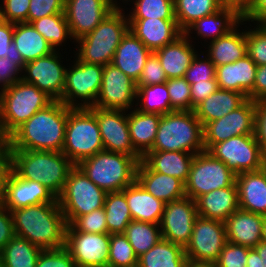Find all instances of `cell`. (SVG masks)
I'll return each mask as SVG.
<instances>
[{
	"label": "cell",
	"mask_w": 266,
	"mask_h": 267,
	"mask_svg": "<svg viewBox=\"0 0 266 267\" xmlns=\"http://www.w3.org/2000/svg\"><path fill=\"white\" fill-rule=\"evenodd\" d=\"M239 208L266 216V175L261 170L236 174Z\"/></svg>",
	"instance_id": "83f0119b"
},
{
	"label": "cell",
	"mask_w": 266,
	"mask_h": 267,
	"mask_svg": "<svg viewBox=\"0 0 266 267\" xmlns=\"http://www.w3.org/2000/svg\"><path fill=\"white\" fill-rule=\"evenodd\" d=\"M197 216L196 201L187 196L165 203L159 224L162 239L185 248L191 240L193 224Z\"/></svg>",
	"instance_id": "d6986e66"
},
{
	"label": "cell",
	"mask_w": 266,
	"mask_h": 267,
	"mask_svg": "<svg viewBox=\"0 0 266 267\" xmlns=\"http://www.w3.org/2000/svg\"><path fill=\"white\" fill-rule=\"evenodd\" d=\"M254 249L257 251L258 255L262 259V265L263 267H266V243L260 241Z\"/></svg>",
	"instance_id": "a7ac6f4b"
},
{
	"label": "cell",
	"mask_w": 266,
	"mask_h": 267,
	"mask_svg": "<svg viewBox=\"0 0 266 267\" xmlns=\"http://www.w3.org/2000/svg\"><path fill=\"white\" fill-rule=\"evenodd\" d=\"M128 267H140L139 264H135V265H132V266H128Z\"/></svg>",
	"instance_id": "b9fcfbb0"
},
{
	"label": "cell",
	"mask_w": 266,
	"mask_h": 267,
	"mask_svg": "<svg viewBox=\"0 0 266 267\" xmlns=\"http://www.w3.org/2000/svg\"><path fill=\"white\" fill-rule=\"evenodd\" d=\"M205 150L203 125L194 111H173L161 116L150 151H180L198 154Z\"/></svg>",
	"instance_id": "5b68a950"
},
{
	"label": "cell",
	"mask_w": 266,
	"mask_h": 267,
	"mask_svg": "<svg viewBox=\"0 0 266 267\" xmlns=\"http://www.w3.org/2000/svg\"><path fill=\"white\" fill-rule=\"evenodd\" d=\"M136 181L155 198L164 203L185 197V184L178 178L152 171L142 160L136 172Z\"/></svg>",
	"instance_id": "4316f807"
},
{
	"label": "cell",
	"mask_w": 266,
	"mask_h": 267,
	"mask_svg": "<svg viewBox=\"0 0 266 267\" xmlns=\"http://www.w3.org/2000/svg\"><path fill=\"white\" fill-rule=\"evenodd\" d=\"M22 80V69L11 59L0 57V90Z\"/></svg>",
	"instance_id": "6f0895ef"
},
{
	"label": "cell",
	"mask_w": 266,
	"mask_h": 267,
	"mask_svg": "<svg viewBox=\"0 0 266 267\" xmlns=\"http://www.w3.org/2000/svg\"><path fill=\"white\" fill-rule=\"evenodd\" d=\"M257 65L248 55L233 63L216 67L218 88L244 94L253 101V85Z\"/></svg>",
	"instance_id": "603a6c76"
},
{
	"label": "cell",
	"mask_w": 266,
	"mask_h": 267,
	"mask_svg": "<svg viewBox=\"0 0 266 267\" xmlns=\"http://www.w3.org/2000/svg\"><path fill=\"white\" fill-rule=\"evenodd\" d=\"M43 249L15 235L1 250L4 267H36Z\"/></svg>",
	"instance_id": "74e56055"
},
{
	"label": "cell",
	"mask_w": 266,
	"mask_h": 267,
	"mask_svg": "<svg viewBox=\"0 0 266 267\" xmlns=\"http://www.w3.org/2000/svg\"><path fill=\"white\" fill-rule=\"evenodd\" d=\"M255 137L266 154V100L256 101Z\"/></svg>",
	"instance_id": "94428289"
},
{
	"label": "cell",
	"mask_w": 266,
	"mask_h": 267,
	"mask_svg": "<svg viewBox=\"0 0 266 267\" xmlns=\"http://www.w3.org/2000/svg\"><path fill=\"white\" fill-rule=\"evenodd\" d=\"M2 4H0L1 20L14 24L27 23L30 0H2Z\"/></svg>",
	"instance_id": "f5cc1de1"
},
{
	"label": "cell",
	"mask_w": 266,
	"mask_h": 267,
	"mask_svg": "<svg viewBox=\"0 0 266 267\" xmlns=\"http://www.w3.org/2000/svg\"><path fill=\"white\" fill-rule=\"evenodd\" d=\"M266 100V65L257 66L253 85V101Z\"/></svg>",
	"instance_id": "e7e4bbea"
},
{
	"label": "cell",
	"mask_w": 266,
	"mask_h": 267,
	"mask_svg": "<svg viewBox=\"0 0 266 267\" xmlns=\"http://www.w3.org/2000/svg\"><path fill=\"white\" fill-rule=\"evenodd\" d=\"M68 106L53 101L23 122L7 138L10 150L61 152L65 142Z\"/></svg>",
	"instance_id": "6da1fadb"
},
{
	"label": "cell",
	"mask_w": 266,
	"mask_h": 267,
	"mask_svg": "<svg viewBox=\"0 0 266 267\" xmlns=\"http://www.w3.org/2000/svg\"><path fill=\"white\" fill-rule=\"evenodd\" d=\"M15 235L46 249L65 247L66 221L59 203H41L11 210Z\"/></svg>",
	"instance_id": "7a4b0ae2"
},
{
	"label": "cell",
	"mask_w": 266,
	"mask_h": 267,
	"mask_svg": "<svg viewBox=\"0 0 266 267\" xmlns=\"http://www.w3.org/2000/svg\"><path fill=\"white\" fill-rule=\"evenodd\" d=\"M138 263L131 244L124 233L110 234L109 267H128Z\"/></svg>",
	"instance_id": "f6af8a7d"
},
{
	"label": "cell",
	"mask_w": 266,
	"mask_h": 267,
	"mask_svg": "<svg viewBox=\"0 0 266 267\" xmlns=\"http://www.w3.org/2000/svg\"><path fill=\"white\" fill-rule=\"evenodd\" d=\"M236 174L208 151L195 154L185 183V195L196 200L213 190L232 186Z\"/></svg>",
	"instance_id": "30bf717a"
},
{
	"label": "cell",
	"mask_w": 266,
	"mask_h": 267,
	"mask_svg": "<svg viewBox=\"0 0 266 267\" xmlns=\"http://www.w3.org/2000/svg\"><path fill=\"white\" fill-rule=\"evenodd\" d=\"M246 267H263L262 259L254 248L248 251Z\"/></svg>",
	"instance_id": "003e7915"
},
{
	"label": "cell",
	"mask_w": 266,
	"mask_h": 267,
	"mask_svg": "<svg viewBox=\"0 0 266 267\" xmlns=\"http://www.w3.org/2000/svg\"><path fill=\"white\" fill-rule=\"evenodd\" d=\"M94 114L100 129L104 150L142 157L133 147L128 125V111L89 107Z\"/></svg>",
	"instance_id": "ac0fdd59"
},
{
	"label": "cell",
	"mask_w": 266,
	"mask_h": 267,
	"mask_svg": "<svg viewBox=\"0 0 266 267\" xmlns=\"http://www.w3.org/2000/svg\"><path fill=\"white\" fill-rule=\"evenodd\" d=\"M12 171L20 178L42 183L57 198L75 166L61 151L10 150Z\"/></svg>",
	"instance_id": "3957f363"
},
{
	"label": "cell",
	"mask_w": 266,
	"mask_h": 267,
	"mask_svg": "<svg viewBox=\"0 0 266 267\" xmlns=\"http://www.w3.org/2000/svg\"><path fill=\"white\" fill-rule=\"evenodd\" d=\"M122 2L134 4L132 12L127 13V18L175 19L174 0H123Z\"/></svg>",
	"instance_id": "ee69618b"
},
{
	"label": "cell",
	"mask_w": 266,
	"mask_h": 267,
	"mask_svg": "<svg viewBox=\"0 0 266 267\" xmlns=\"http://www.w3.org/2000/svg\"><path fill=\"white\" fill-rule=\"evenodd\" d=\"M136 93V82L113 64H107L94 107L129 111L136 105Z\"/></svg>",
	"instance_id": "2e32d148"
},
{
	"label": "cell",
	"mask_w": 266,
	"mask_h": 267,
	"mask_svg": "<svg viewBox=\"0 0 266 267\" xmlns=\"http://www.w3.org/2000/svg\"><path fill=\"white\" fill-rule=\"evenodd\" d=\"M264 216L238 208L224 222L227 241L254 248L262 236Z\"/></svg>",
	"instance_id": "cb8c5ba5"
},
{
	"label": "cell",
	"mask_w": 266,
	"mask_h": 267,
	"mask_svg": "<svg viewBox=\"0 0 266 267\" xmlns=\"http://www.w3.org/2000/svg\"><path fill=\"white\" fill-rule=\"evenodd\" d=\"M54 100L35 85L17 81L0 91V131L7 138L23 122Z\"/></svg>",
	"instance_id": "52a82bcc"
},
{
	"label": "cell",
	"mask_w": 266,
	"mask_h": 267,
	"mask_svg": "<svg viewBox=\"0 0 266 267\" xmlns=\"http://www.w3.org/2000/svg\"><path fill=\"white\" fill-rule=\"evenodd\" d=\"M109 246L108 233H84L77 231L72 225L66 226L65 248L75 264L108 266Z\"/></svg>",
	"instance_id": "ffe728a7"
},
{
	"label": "cell",
	"mask_w": 266,
	"mask_h": 267,
	"mask_svg": "<svg viewBox=\"0 0 266 267\" xmlns=\"http://www.w3.org/2000/svg\"><path fill=\"white\" fill-rule=\"evenodd\" d=\"M247 99L242 93L218 88L194 108V113L204 126L206 123L218 120L237 109Z\"/></svg>",
	"instance_id": "836d02e7"
},
{
	"label": "cell",
	"mask_w": 266,
	"mask_h": 267,
	"mask_svg": "<svg viewBox=\"0 0 266 267\" xmlns=\"http://www.w3.org/2000/svg\"><path fill=\"white\" fill-rule=\"evenodd\" d=\"M0 267H4L3 259H2V257H1V255H0Z\"/></svg>",
	"instance_id": "11e5206c"
},
{
	"label": "cell",
	"mask_w": 266,
	"mask_h": 267,
	"mask_svg": "<svg viewBox=\"0 0 266 267\" xmlns=\"http://www.w3.org/2000/svg\"><path fill=\"white\" fill-rule=\"evenodd\" d=\"M188 258L183 246L161 239L138 257L140 267H184Z\"/></svg>",
	"instance_id": "8d00e7d4"
},
{
	"label": "cell",
	"mask_w": 266,
	"mask_h": 267,
	"mask_svg": "<svg viewBox=\"0 0 266 267\" xmlns=\"http://www.w3.org/2000/svg\"><path fill=\"white\" fill-rule=\"evenodd\" d=\"M128 22L129 30L152 52L183 34L176 19L128 18Z\"/></svg>",
	"instance_id": "7402d4cb"
},
{
	"label": "cell",
	"mask_w": 266,
	"mask_h": 267,
	"mask_svg": "<svg viewBox=\"0 0 266 267\" xmlns=\"http://www.w3.org/2000/svg\"><path fill=\"white\" fill-rule=\"evenodd\" d=\"M6 140V138L1 134L0 131V145Z\"/></svg>",
	"instance_id": "34e18365"
},
{
	"label": "cell",
	"mask_w": 266,
	"mask_h": 267,
	"mask_svg": "<svg viewBox=\"0 0 266 267\" xmlns=\"http://www.w3.org/2000/svg\"><path fill=\"white\" fill-rule=\"evenodd\" d=\"M168 80L165 70L162 68L158 57L152 53L146 60L142 73L136 82V86H150L166 83Z\"/></svg>",
	"instance_id": "db71d44e"
},
{
	"label": "cell",
	"mask_w": 266,
	"mask_h": 267,
	"mask_svg": "<svg viewBox=\"0 0 266 267\" xmlns=\"http://www.w3.org/2000/svg\"><path fill=\"white\" fill-rule=\"evenodd\" d=\"M136 107L144 113H157L164 115L174 110L171 108V101L166 83L150 86H136Z\"/></svg>",
	"instance_id": "f35d334b"
},
{
	"label": "cell",
	"mask_w": 266,
	"mask_h": 267,
	"mask_svg": "<svg viewBox=\"0 0 266 267\" xmlns=\"http://www.w3.org/2000/svg\"><path fill=\"white\" fill-rule=\"evenodd\" d=\"M125 194L133 220L160 224L165 203L147 192L137 181L125 187Z\"/></svg>",
	"instance_id": "f546056e"
},
{
	"label": "cell",
	"mask_w": 266,
	"mask_h": 267,
	"mask_svg": "<svg viewBox=\"0 0 266 267\" xmlns=\"http://www.w3.org/2000/svg\"><path fill=\"white\" fill-rule=\"evenodd\" d=\"M191 39V35L183 33L174 42L153 52L158 57L168 79L185 76L192 59L198 53Z\"/></svg>",
	"instance_id": "d4e9b609"
},
{
	"label": "cell",
	"mask_w": 266,
	"mask_h": 267,
	"mask_svg": "<svg viewBox=\"0 0 266 267\" xmlns=\"http://www.w3.org/2000/svg\"><path fill=\"white\" fill-rule=\"evenodd\" d=\"M171 108L174 111H192L190 84L184 77L166 81Z\"/></svg>",
	"instance_id": "7dc6e473"
},
{
	"label": "cell",
	"mask_w": 266,
	"mask_h": 267,
	"mask_svg": "<svg viewBox=\"0 0 266 267\" xmlns=\"http://www.w3.org/2000/svg\"><path fill=\"white\" fill-rule=\"evenodd\" d=\"M253 25L246 29L247 55L257 66L266 65V24Z\"/></svg>",
	"instance_id": "bcb514c9"
},
{
	"label": "cell",
	"mask_w": 266,
	"mask_h": 267,
	"mask_svg": "<svg viewBox=\"0 0 266 267\" xmlns=\"http://www.w3.org/2000/svg\"><path fill=\"white\" fill-rule=\"evenodd\" d=\"M221 8L219 0H174V15L182 32L196 20Z\"/></svg>",
	"instance_id": "ab89813d"
},
{
	"label": "cell",
	"mask_w": 266,
	"mask_h": 267,
	"mask_svg": "<svg viewBox=\"0 0 266 267\" xmlns=\"http://www.w3.org/2000/svg\"><path fill=\"white\" fill-rule=\"evenodd\" d=\"M104 209L108 234L124 233L133 220L125 194L122 191L107 192Z\"/></svg>",
	"instance_id": "60d3db41"
},
{
	"label": "cell",
	"mask_w": 266,
	"mask_h": 267,
	"mask_svg": "<svg viewBox=\"0 0 266 267\" xmlns=\"http://www.w3.org/2000/svg\"><path fill=\"white\" fill-rule=\"evenodd\" d=\"M13 42L25 63L46 56L54 51L31 23H15Z\"/></svg>",
	"instance_id": "d590c367"
},
{
	"label": "cell",
	"mask_w": 266,
	"mask_h": 267,
	"mask_svg": "<svg viewBox=\"0 0 266 267\" xmlns=\"http://www.w3.org/2000/svg\"><path fill=\"white\" fill-rule=\"evenodd\" d=\"M247 24L244 20L233 28L229 33L218 39L208 42L206 55L218 67L228 63H233L247 55L246 50V28L240 31V25ZM240 31V32H239Z\"/></svg>",
	"instance_id": "1f68e13d"
},
{
	"label": "cell",
	"mask_w": 266,
	"mask_h": 267,
	"mask_svg": "<svg viewBox=\"0 0 266 267\" xmlns=\"http://www.w3.org/2000/svg\"><path fill=\"white\" fill-rule=\"evenodd\" d=\"M261 241L266 243V216H264Z\"/></svg>",
	"instance_id": "2644e50d"
},
{
	"label": "cell",
	"mask_w": 266,
	"mask_h": 267,
	"mask_svg": "<svg viewBox=\"0 0 266 267\" xmlns=\"http://www.w3.org/2000/svg\"><path fill=\"white\" fill-rule=\"evenodd\" d=\"M242 19L243 17L234 9L222 7L220 10L196 20L183 33L190 35L195 31L197 37L205 39L204 41L208 43V38L211 42L224 36L235 28Z\"/></svg>",
	"instance_id": "4dcf8cb0"
},
{
	"label": "cell",
	"mask_w": 266,
	"mask_h": 267,
	"mask_svg": "<svg viewBox=\"0 0 266 267\" xmlns=\"http://www.w3.org/2000/svg\"><path fill=\"white\" fill-rule=\"evenodd\" d=\"M201 55H203L202 58ZM184 78L190 85L213 80L216 78V66L207 55H204V52L202 54L197 53L192 59Z\"/></svg>",
	"instance_id": "c3c4849f"
},
{
	"label": "cell",
	"mask_w": 266,
	"mask_h": 267,
	"mask_svg": "<svg viewBox=\"0 0 266 267\" xmlns=\"http://www.w3.org/2000/svg\"><path fill=\"white\" fill-rule=\"evenodd\" d=\"M75 261L69 251L63 247L58 249L42 250L36 267H74Z\"/></svg>",
	"instance_id": "11a10c76"
},
{
	"label": "cell",
	"mask_w": 266,
	"mask_h": 267,
	"mask_svg": "<svg viewBox=\"0 0 266 267\" xmlns=\"http://www.w3.org/2000/svg\"><path fill=\"white\" fill-rule=\"evenodd\" d=\"M117 7L111 0H65L64 15L73 42L92 32Z\"/></svg>",
	"instance_id": "e0dca14e"
},
{
	"label": "cell",
	"mask_w": 266,
	"mask_h": 267,
	"mask_svg": "<svg viewBox=\"0 0 266 267\" xmlns=\"http://www.w3.org/2000/svg\"><path fill=\"white\" fill-rule=\"evenodd\" d=\"M184 267H216V266L214 263L196 262L188 259Z\"/></svg>",
	"instance_id": "89a4df30"
},
{
	"label": "cell",
	"mask_w": 266,
	"mask_h": 267,
	"mask_svg": "<svg viewBox=\"0 0 266 267\" xmlns=\"http://www.w3.org/2000/svg\"><path fill=\"white\" fill-rule=\"evenodd\" d=\"M111 1H113L117 6H121L117 0H111Z\"/></svg>",
	"instance_id": "2a66077c"
},
{
	"label": "cell",
	"mask_w": 266,
	"mask_h": 267,
	"mask_svg": "<svg viewBox=\"0 0 266 267\" xmlns=\"http://www.w3.org/2000/svg\"><path fill=\"white\" fill-rule=\"evenodd\" d=\"M219 3L223 8H232L244 17L250 10L253 0H219Z\"/></svg>",
	"instance_id": "03108f58"
},
{
	"label": "cell",
	"mask_w": 266,
	"mask_h": 267,
	"mask_svg": "<svg viewBox=\"0 0 266 267\" xmlns=\"http://www.w3.org/2000/svg\"><path fill=\"white\" fill-rule=\"evenodd\" d=\"M41 203H58V200L42 183L22 179L11 171L1 204L11 211Z\"/></svg>",
	"instance_id": "44dd1931"
},
{
	"label": "cell",
	"mask_w": 266,
	"mask_h": 267,
	"mask_svg": "<svg viewBox=\"0 0 266 267\" xmlns=\"http://www.w3.org/2000/svg\"><path fill=\"white\" fill-rule=\"evenodd\" d=\"M137 257L162 239L159 224L132 220L124 232Z\"/></svg>",
	"instance_id": "b9f144b4"
},
{
	"label": "cell",
	"mask_w": 266,
	"mask_h": 267,
	"mask_svg": "<svg viewBox=\"0 0 266 267\" xmlns=\"http://www.w3.org/2000/svg\"><path fill=\"white\" fill-rule=\"evenodd\" d=\"M14 23L0 19V57H9L22 70L25 62L13 42Z\"/></svg>",
	"instance_id": "681fc988"
},
{
	"label": "cell",
	"mask_w": 266,
	"mask_h": 267,
	"mask_svg": "<svg viewBox=\"0 0 266 267\" xmlns=\"http://www.w3.org/2000/svg\"><path fill=\"white\" fill-rule=\"evenodd\" d=\"M195 201L199 216L225 222L239 208L236 182L199 196Z\"/></svg>",
	"instance_id": "f1b7e54d"
},
{
	"label": "cell",
	"mask_w": 266,
	"mask_h": 267,
	"mask_svg": "<svg viewBox=\"0 0 266 267\" xmlns=\"http://www.w3.org/2000/svg\"><path fill=\"white\" fill-rule=\"evenodd\" d=\"M107 192L99 188L75 165L68 173L64 189L57 198L67 225L79 216L104 207Z\"/></svg>",
	"instance_id": "9c48e42d"
},
{
	"label": "cell",
	"mask_w": 266,
	"mask_h": 267,
	"mask_svg": "<svg viewBox=\"0 0 266 267\" xmlns=\"http://www.w3.org/2000/svg\"><path fill=\"white\" fill-rule=\"evenodd\" d=\"M161 116L157 113H144L135 108L128 112L131 142L142 157L153 148Z\"/></svg>",
	"instance_id": "e575fe53"
},
{
	"label": "cell",
	"mask_w": 266,
	"mask_h": 267,
	"mask_svg": "<svg viewBox=\"0 0 266 267\" xmlns=\"http://www.w3.org/2000/svg\"><path fill=\"white\" fill-rule=\"evenodd\" d=\"M208 152L235 174L261 170L265 155L255 134L233 136L214 144Z\"/></svg>",
	"instance_id": "7c38bea8"
},
{
	"label": "cell",
	"mask_w": 266,
	"mask_h": 267,
	"mask_svg": "<svg viewBox=\"0 0 266 267\" xmlns=\"http://www.w3.org/2000/svg\"><path fill=\"white\" fill-rule=\"evenodd\" d=\"M227 242L225 223L197 216L185 254L189 260L215 263Z\"/></svg>",
	"instance_id": "4fadbf2b"
},
{
	"label": "cell",
	"mask_w": 266,
	"mask_h": 267,
	"mask_svg": "<svg viewBox=\"0 0 266 267\" xmlns=\"http://www.w3.org/2000/svg\"><path fill=\"white\" fill-rule=\"evenodd\" d=\"M142 157L110 151H100L82 160L77 166L99 188L119 192L136 181V172Z\"/></svg>",
	"instance_id": "8992f818"
},
{
	"label": "cell",
	"mask_w": 266,
	"mask_h": 267,
	"mask_svg": "<svg viewBox=\"0 0 266 267\" xmlns=\"http://www.w3.org/2000/svg\"><path fill=\"white\" fill-rule=\"evenodd\" d=\"M256 102L247 99L237 109L203 126V142L208 151L214 144L233 136L255 134Z\"/></svg>",
	"instance_id": "5bb4252c"
},
{
	"label": "cell",
	"mask_w": 266,
	"mask_h": 267,
	"mask_svg": "<svg viewBox=\"0 0 266 267\" xmlns=\"http://www.w3.org/2000/svg\"><path fill=\"white\" fill-rule=\"evenodd\" d=\"M62 56L59 50H54L46 56L25 63L22 70V80L35 85L54 101H60L65 86L67 69V66L64 67L62 64Z\"/></svg>",
	"instance_id": "9a60e30c"
},
{
	"label": "cell",
	"mask_w": 266,
	"mask_h": 267,
	"mask_svg": "<svg viewBox=\"0 0 266 267\" xmlns=\"http://www.w3.org/2000/svg\"><path fill=\"white\" fill-rule=\"evenodd\" d=\"M123 9L118 6L92 32L75 41L77 50L74 56L89 64H111L116 48L129 30L128 18Z\"/></svg>",
	"instance_id": "277c9868"
},
{
	"label": "cell",
	"mask_w": 266,
	"mask_h": 267,
	"mask_svg": "<svg viewBox=\"0 0 266 267\" xmlns=\"http://www.w3.org/2000/svg\"><path fill=\"white\" fill-rule=\"evenodd\" d=\"M12 171V159L7 140L0 145V203L3 200L7 178Z\"/></svg>",
	"instance_id": "91938a15"
},
{
	"label": "cell",
	"mask_w": 266,
	"mask_h": 267,
	"mask_svg": "<svg viewBox=\"0 0 266 267\" xmlns=\"http://www.w3.org/2000/svg\"><path fill=\"white\" fill-rule=\"evenodd\" d=\"M96 115L89 107H68L65 142L62 152L74 165L103 151Z\"/></svg>",
	"instance_id": "ba28073f"
},
{
	"label": "cell",
	"mask_w": 266,
	"mask_h": 267,
	"mask_svg": "<svg viewBox=\"0 0 266 267\" xmlns=\"http://www.w3.org/2000/svg\"><path fill=\"white\" fill-rule=\"evenodd\" d=\"M74 267H109V266H104V265H78V264H75Z\"/></svg>",
	"instance_id": "8c879c8a"
},
{
	"label": "cell",
	"mask_w": 266,
	"mask_h": 267,
	"mask_svg": "<svg viewBox=\"0 0 266 267\" xmlns=\"http://www.w3.org/2000/svg\"><path fill=\"white\" fill-rule=\"evenodd\" d=\"M218 89L217 79L204 81L201 83H193L190 85L192 111L208 96L213 94Z\"/></svg>",
	"instance_id": "680465c9"
},
{
	"label": "cell",
	"mask_w": 266,
	"mask_h": 267,
	"mask_svg": "<svg viewBox=\"0 0 266 267\" xmlns=\"http://www.w3.org/2000/svg\"><path fill=\"white\" fill-rule=\"evenodd\" d=\"M195 154L180 151H148L142 161L152 170L186 183Z\"/></svg>",
	"instance_id": "d6a6232c"
},
{
	"label": "cell",
	"mask_w": 266,
	"mask_h": 267,
	"mask_svg": "<svg viewBox=\"0 0 266 267\" xmlns=\"http://www.w3.org/2000/svg\"><path fill=\"white\" fill-rule=\"evenodd\" d=\"M14 236L11 212L0 203V252Z\"/></svg>",
	"instance_id": "6125c7cd"
},
{
	"label": "cell",
	"mask_w": 266,
	"mask_h": 267,
	"mask_svg": "<svg viewBox=\"0 0 266 267\" xmlns=\"http://www.w3.org/2000/svg\"><path fill=\"white\" fill-rule=\"evenodd\" d=\"M65 0H30L27 23L64 12Z\"/></svg>",
	"instance_id": "9f6ffc18"
},
{
	"label": "cell",
	"mask_w": 266,
	"mask_h": 267,
	"mask_svg": "<svg viewBox=\"0 0 266 267\" xmlns=\"http://www.w3.org/2000/svg\"><path fill=\"white\" fill-rule=\"evenodd\" d=\"M261 169L266 175V154L264 155L263 164H262V168Z\"/></svg>",
	"instance_id": "753ad0ef"
},
{
	"label": "cell",
	"mask_w": 266,
	"mask_h": 267,
	"mask_svg": "<svg viewBox=\"0 0 266 267\" xmlns=\"http://www.w3.org/2000/svg\"><path fill=\"white\" fill-rule=\"evenodd\" d=\"M249 249L227 241L214 264L216 267H246Z\"/></svg>",
	"instance_id": "816d5d0a"
},
{
	"label": "cell",
	"mask_w": 266,
	"mask_h": 267,
	"mask_svg": "<svg viewBox=\"0 0 266 267\" xmlns=\"http://www.w3.org/2000/svg\"><path fill=\"white\" fill-rule=\"evenodd\" d=\"M71 225L79 232L108 233L104 207L79 216Z\"/></svg>",
	"instance_id": "f907efd6"
},
{
	"label": "cell",
	"mask_w": 266,
	"mask_h": 267,
	"mask_svg": "<svg viewBox=\"0 0 266 267\" xmlns=\"http://www.w3.org/2000/svg\"><path fill=\"white\" fill-rule=\"evenodd\" d=\"M31 24L56 51H60L67 39L73 40L64 12L42 17Z\"/></svg>",
	"instance_id": "7bdbcfd3"
},
{
	"label": "cell",
	"mask_w": 266,
	"mask_h": 267,
	"mask_svg": "<svg viewBox=\"0 0 266 267\" xmlns=\"http://www.w3.org/2000/svg\"><path fill=\"white\" fill-rule=\"evenodd\" d=\"M152 53L150 49L128 30L116 48L111 64L137 82L144 69L146 60Z\"/></svg>",
	"instance_id": "484cf974"
},
{
	"label": "cell",
	"mask_w": 266,
	"mask_h": 267,
	"mask_svg": "<svg viewBox=\"0 0 266 267\" xmlns=\"http://www.w3.org/2000/svg\"><path fill=\"white\" fill-rule=\"evenodd\" d=\"M243 20L248 24L249 22L266 24V0H253L251 8L243 17Z\"/></svg>",
	"instance_id": "be15d7a7"
},
{
	"label": "cell",
	"mask_w": 266,
	"mask_h": 267,
	"mask_svg": "<svg viewBox=\"0 0 266 267\" xmlns=\"http://www.w3.org/2000/svg\"><path fill=\"white\" fill-rule=\"evenodd\" d=\"M73 63L71 67L67 66L60 101L71 108L92 107L101 88L104 66L85 63L76 56Z\"/></svg>",
	"instance_id": "8fae6325"
}]
</instances>
